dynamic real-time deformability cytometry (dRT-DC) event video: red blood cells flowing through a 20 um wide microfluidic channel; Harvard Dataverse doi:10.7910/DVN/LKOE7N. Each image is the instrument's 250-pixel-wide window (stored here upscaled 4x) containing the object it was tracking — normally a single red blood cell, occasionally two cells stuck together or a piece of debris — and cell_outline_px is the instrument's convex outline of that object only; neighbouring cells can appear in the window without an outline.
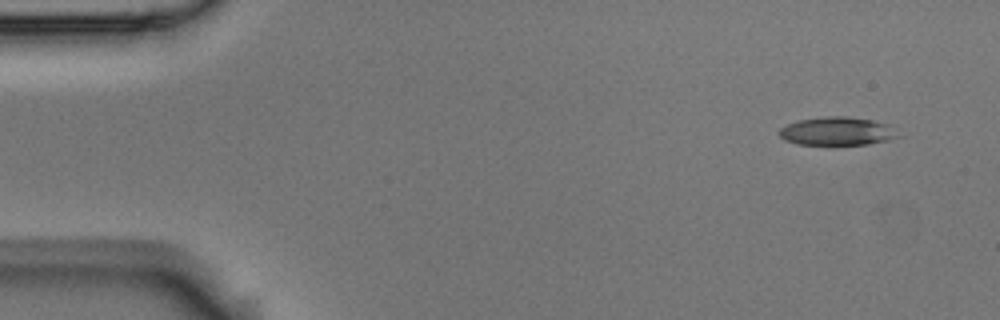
{"species": "Egyptian fruit bat (a non-hibernating species)", "species_latin": "Rousettus aegyptiacus", "temperature_condition": "room temperature", "stored_images_in_passage": 6, "camera_frame_rate_fps": 3000, "um_per_image_px": 0.085, "animal": {"sex": "male"}, "frame": {"image": 1, "passage_image": 1, "time_ms": 0.0, "image_size_px": [1000, 320], "cell_outline_px": [[904, 136], [868, 144], [796, 144], [784, 140], [776, 132], [780, 128], [788, 124], [800, 120], [828, 116], [848, 116], [872, 120], [888, 124]], "centroid_in_image_um": [71.18, 11.15], "position_along_channel_um": 13.8, "area_um2": 19.65}}
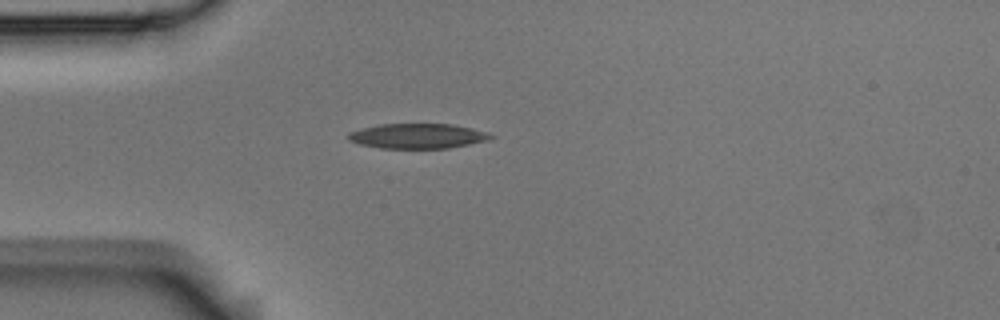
{"frame": {"image": 2, "passage_image": 4, "time_ms": 1.0, "image_size_px": [1000, 320], "cell_outline_px": [[496, 136], [488, 140], [448, 148], [380, 148], [360, 144], [348, 140], [344, 136], [348, 132], [380, 124], [452, 124], [472, 128], [488, 132]], "centroid_in_image_um": [35.49, 11.56], "position_along_channel_um": 49.5, "area_um2": 20.75}}
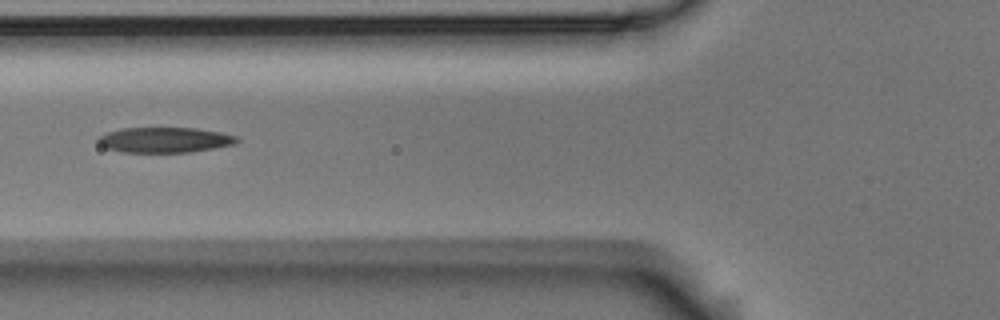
{"frame": {"image": 3, "passage_image": 6, "time_ms": 1.667, "image_size_px": [1000, 320], "cell_outline_px": [[240, 140], [236, 144], [188, 152], [120, 152], [104, 148], [96, 140], [100, 136], [108, 132], [120, 128], [196, 128], [220, 132], [236, 136]], "centroid_in_image_um": [13.98, 11.89], "position_along_channel_um": 111.8, "area_um2": 20.46}}